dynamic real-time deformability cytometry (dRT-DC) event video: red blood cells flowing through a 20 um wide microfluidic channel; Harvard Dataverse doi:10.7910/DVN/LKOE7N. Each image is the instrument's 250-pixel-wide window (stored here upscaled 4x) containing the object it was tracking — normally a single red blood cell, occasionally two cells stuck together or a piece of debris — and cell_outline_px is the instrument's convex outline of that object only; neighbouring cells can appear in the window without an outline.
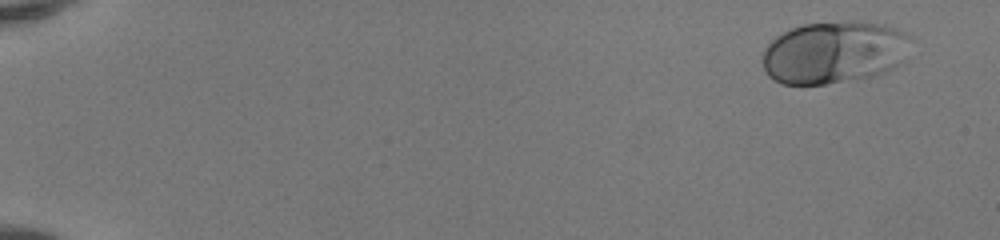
{"species": "human", "species_latin": "Homo sapiens", "temperature_condition": "room temperature", "stored_images_in_passage": 49, "camera_frame_rate_fps": 3000, "um_per_image_px": 0.085, "donor": {"sex": "female"}, "frame": {"image": 1, "passage_image": 1, "time_ms": 0.0, "image_size_px": [1000, 240], "cell_outline_px": [[912, 36], [904, 60], [892, 68], [884, 72], [872, 76], [824, 84], [780, 84], [772, 80], [768, 76], [764, 68], [764, 48], [776, 36], [792, 28], [804, 24], [844, 20], [856, 20], [884, 24], [908, 32]], "centroid_in_image_um": [70.92, 4.42], "position_along_channel_um": 14.1, "area_um2": 54.33}}
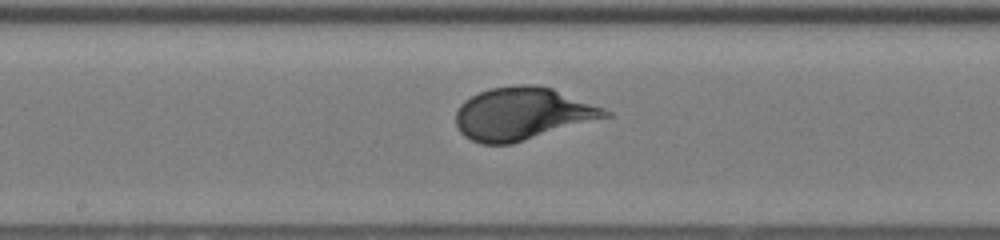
{"frame": {"image": 2, "passage_image": 27, "time_ms": 8.667, "image_size_px": [1000, 240], "cell_outline_px": [[612, 116], [512, 144], [480, 144], [464, 136], [460, 132], [456, 124], [456, 112], [460, 104], [464, 100], [480, 92], [492, 88], [516, 84], [536, 84], [552, 88], [604, 108], [612, 112]], "centroid_in_image_um": [44.41, 9.67], "position_along_channel_um": 203.8, "area_um2": 45.84}}
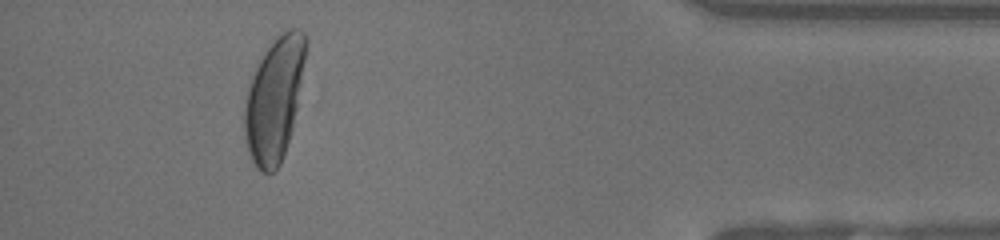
{"frame": {"image": 3, "passage_image": 45, "time_ms": 14.667, "image_size_px": [1000, 240], "cell_outline_px": [[308, 44], [296, 108], [292, 128], [280, 164], [272, 172], [260, 172], [252, 160], [248, 152], [244, 136], [244, 104], [248, 88], [252, 76], [264, 52], [288, 28], [300, 28], [304, 32], [308, 40]], "centroid_in_image_um": [23.31, 8.43], "position_along_channel_um": 411.9, "area_um2": 43.58}, "authors_computed_cell_mechanics": {"area_um2": 45.8354, "velocity_mm_per_s": 4.1217, "shape_relaxation_time_tau1_ms": 3.6916, "shape_relaxation_time_tau2_ms": null, "deformation_change_tau1": 0.1935, "deformation_change_tau2": null}}